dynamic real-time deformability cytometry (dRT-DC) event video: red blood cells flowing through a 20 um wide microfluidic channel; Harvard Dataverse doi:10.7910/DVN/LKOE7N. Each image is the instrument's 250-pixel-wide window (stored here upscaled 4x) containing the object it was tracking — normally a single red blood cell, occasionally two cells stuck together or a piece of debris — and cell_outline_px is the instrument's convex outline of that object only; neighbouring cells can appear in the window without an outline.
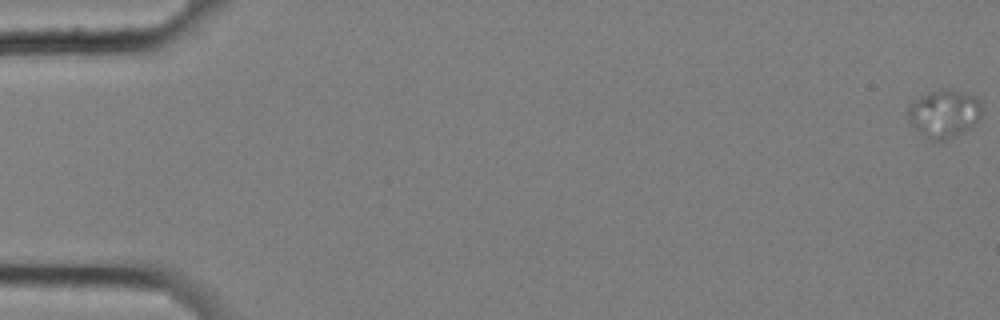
{"species": "common noctule bat (a hibernating species)", "species_latin": "Nyctalus noctula", "temperature_condition": "cold", "stored_images_in_passage": 8, "camera_frame_rate_fps": 3000, "um_per_image_px": 0.085, "animal": {"sex": "female", "body_mass_g": 25.1}, "frame": {"image": 1, "passage_image": 1, "time_ms": 0.0, "image_size_px": [1000, 320], "cell_outline_px": [[980, 116], [976, 124], [972, 128], [964, 132], [944, 140], [928, 140], [908, 124], [908, 108], [916, 100], [940, 88], [960, 92], [976, 96], [980, 100]], "centroid_in_image_um": [80.24, 9.7], "position_along_channel_um": 4.8, "area_um2": 20.52}}